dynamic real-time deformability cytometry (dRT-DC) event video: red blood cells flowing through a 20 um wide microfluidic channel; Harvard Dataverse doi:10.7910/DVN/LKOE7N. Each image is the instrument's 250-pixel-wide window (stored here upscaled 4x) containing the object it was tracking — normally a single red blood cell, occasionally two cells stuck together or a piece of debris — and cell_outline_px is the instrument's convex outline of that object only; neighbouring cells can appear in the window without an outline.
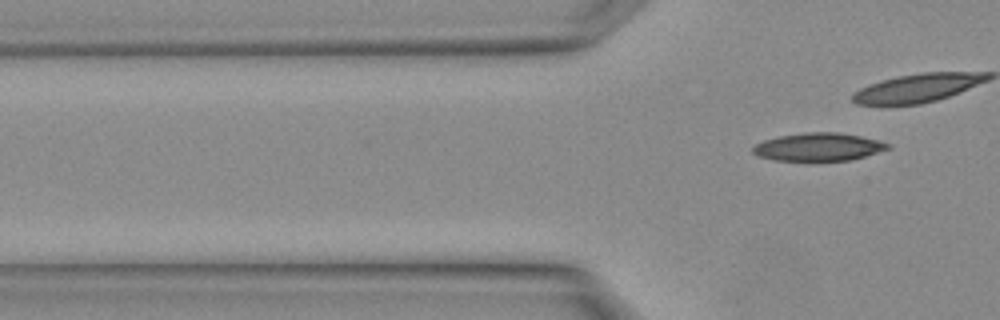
{"species": "Egyptian fruit bat (a non-hibernating species)", "species_latin": "Rousettus aegyptiacus", "temperature_condition": "warm", "stored_images_in_passage": 3, "camera_frame_rate_fps": 3000, "um_per_image_px": 0.085, "animal": {"sex": "female"}, "frame": {"image": 1, "passage_image": 3, "time_ms": 0.667, "image_size_px": [1000, 320], "cell_outline_px": [[892, 148], [852, 160], [816, 164], [808, 164], [772, 160], [756, 156], [752, 152], [752, 148], [756, 144], [764, 140], [780, 136], [808, 132], [836, 132], [860, 136], [892, 144]], "centroid_in_image_um": [69.55, 12.56], "position_along_channel_um": 56.3, "area_um2": 23.18}}